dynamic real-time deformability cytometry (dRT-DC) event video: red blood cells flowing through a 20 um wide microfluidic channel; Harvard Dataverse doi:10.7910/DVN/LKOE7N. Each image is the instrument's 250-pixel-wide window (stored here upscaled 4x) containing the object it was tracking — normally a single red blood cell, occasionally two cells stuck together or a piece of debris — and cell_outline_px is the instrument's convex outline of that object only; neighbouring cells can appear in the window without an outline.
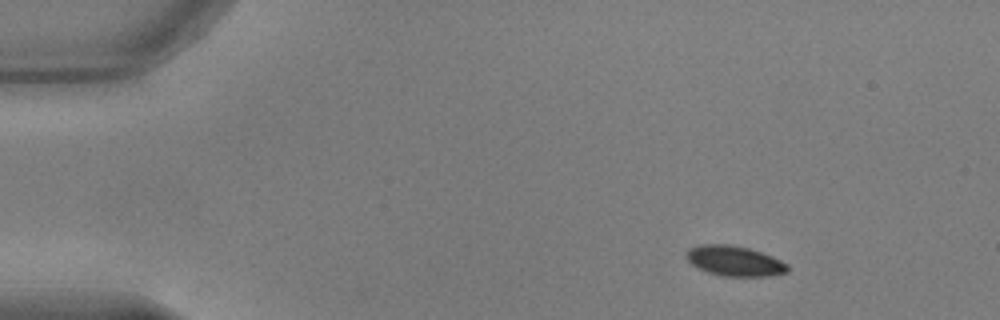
{"species": "common noctule bat (a hibernating species)", "species_latin": "Nyctalus noctula", "temperature_condition": "warm", "stored_images_in_passage": 48, "camera_frame_rate_fps": 3000, "um_per_image_px": 0.085, "animal": {"sex": "male", "body_mass_g": 17.9, "forearm_length_mm": 54.2}, "frame": {"image": 1, "passage_image": 1, "time_ms": 0.0, "image_size_px": [1000, 320], "cell_outline_px": [[788, 272], [768, 276], [724, 276], [708, 272], [692, 264], [684, 256], [688, 248], [700, 244], [728, 244], [748, 248], [772, 256], [788, 264]], "centroid_in_image_um": [62.42, 22.17], "position_along_channel_um": 22.6, "area_um2": 17.74}}
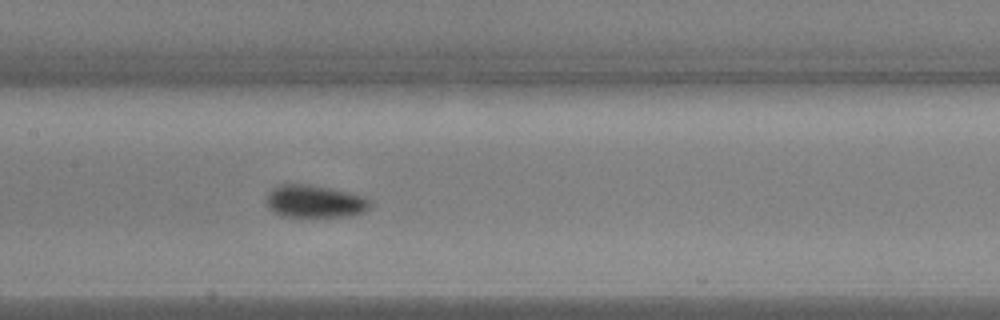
{"frame": {"image": 2, "passage_image": 20, "time_ms": 6.333, "image_size_px": [1000, 320], "cell_outline_px": [[372, 208], [364, 212], [352, 216], [280, 216], [272, 212], [264, 204], [264, 200], [268, 192], [272, 188], [280, 184], [312, 184], [352, 192], [364, 196], [372, 200]], "centroid_in_image_um": [26.76, 17.11], "position_along_channel_um": 180.6, "area_um2": 20.4}}
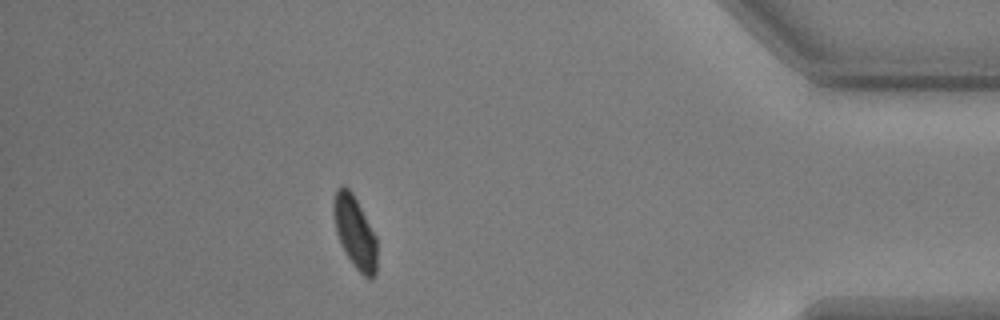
{"frame": {"image": 3, "passage_image": 41, "time_ms": 13.333, "image_size_px": [1000, 320], "cell_outline_px": [[376, 276], [372, 280], [368, 280], [352, 264], [344, 252], [336, 232], [332, 212], [332, 200], [336, 188], [340, 184], [344, 184], [352, 192], [376, 236]], "centroid_in_image_um": [30.13, 19.72], "position_along_channel_um": 405.1, "area_um2": 18.61}, "authors_computed_cell_mechanics": {"area_um2": 18.6116, "velocity_mm_per_s": 3.8251, "shape_relaxation_time_tau1_ms": 2.5465, "shape_relaxation_time_tau2_ms": null, "deformation_change_tau1": 0.0998, "deformation_change_tau2": null}}